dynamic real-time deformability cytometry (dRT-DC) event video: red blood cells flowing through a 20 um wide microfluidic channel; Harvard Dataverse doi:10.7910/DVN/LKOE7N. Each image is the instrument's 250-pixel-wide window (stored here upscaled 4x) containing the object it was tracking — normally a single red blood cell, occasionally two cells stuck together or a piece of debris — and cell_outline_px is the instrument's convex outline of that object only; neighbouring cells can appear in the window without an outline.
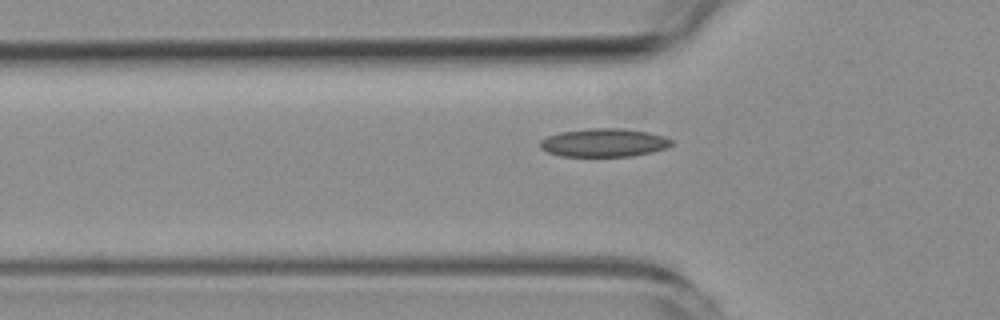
{"species": "common noctule bat (a hibernating species)", "species_latin": "Nyctalus noctula", "temperature_condition": "room temperature", "stored_images_in_passage": 2, "camera_frame_rate_fps": 3000, "um_per_image_px": 0.085, "animal": {"sex": "female", "body_mass_g": 19.3, "forearm_length_mm": 54.1}, "frame": {"image": 1, "passage_image": 2, "time_ms": 2.0, "image_size_px": [1000, 320], "cell_outline_px": [[672, 144], [664, 148], [652, 152], [632, 156], [560, 156], [548, 152], [540, 148], [540, 140], [548, 136], [560, 132], [588, 128], [620, 128], [648, 132], [664, 136], [672, 140]], "centroid_in_image_um": [51.31, 12.12], "position_along_channel_um": 74.5, "area_um2": 21.62}}